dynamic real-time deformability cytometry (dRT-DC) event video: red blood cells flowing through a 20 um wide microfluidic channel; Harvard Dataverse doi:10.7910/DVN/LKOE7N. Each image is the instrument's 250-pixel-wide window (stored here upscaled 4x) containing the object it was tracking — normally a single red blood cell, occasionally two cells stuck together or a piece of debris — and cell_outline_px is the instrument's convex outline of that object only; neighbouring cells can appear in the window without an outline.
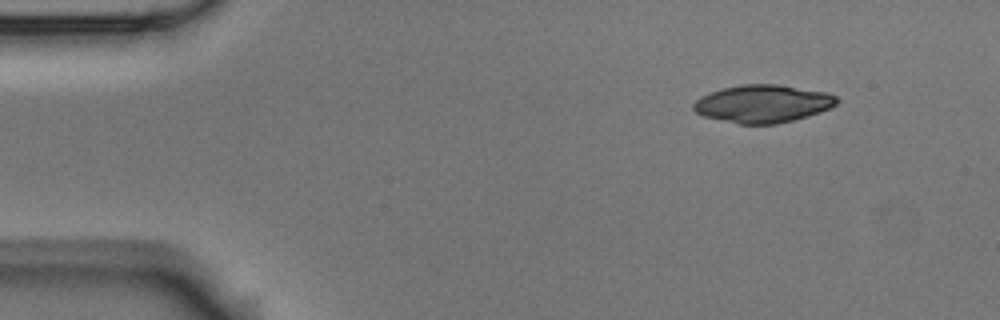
{"species": "Egyptian fruit bat (a non-hibernating species)", "species_latin": "Rousettus aegyptiacus", "temperature_condition": "room temperature", "stored_images_in_passage": 5, "camera_frame_rate_fps": 3000, "um_per_image_px": 0.085, "animal": {"sex": "male"}, "frame": {"image": 1, "passage_image": 1, "time_ms": 0.0, "image_size_px": [1000, 320], "cell_outline_px": [[840, 100], [832, 108], [808, 116], [776, 124], [740, 124], [704, 116], [696, 112], [692, 108], [692, 104], [700, 96], [724, 88], [744, 84], [776, 84], [828, 92], [836, 96]], "centroid_in_image_um": [64.87, 8.81], "position_along_channel_um": 20.1, "area_um2": 31.5}}